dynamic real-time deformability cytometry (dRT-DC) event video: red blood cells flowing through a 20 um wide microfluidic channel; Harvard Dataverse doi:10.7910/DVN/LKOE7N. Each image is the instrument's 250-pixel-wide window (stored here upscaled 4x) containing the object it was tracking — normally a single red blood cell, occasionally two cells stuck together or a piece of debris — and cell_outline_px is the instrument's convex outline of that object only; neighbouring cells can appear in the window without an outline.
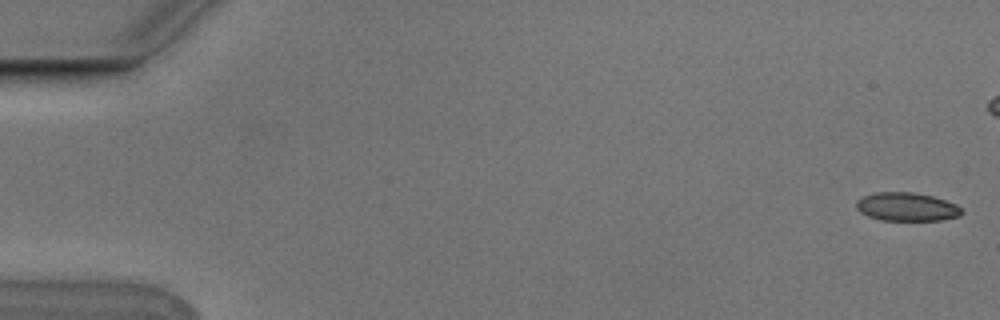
{"species": "Egyptian fruit bat (a non-hibernating species)", "species_latin": "Rousettus aegyptiacus", "temperature_condition": "cold", "stored_images_in_passage": 6, "camera_frame_rate_fps": 3000, "um_per_image_px": 0.085, "animal": {"sex": "male"}, "frame": {"image": 1, "passage_image": 1, "time_ms": 0.0, "image_size_px": [1000, 320], "cell_outline_px": [[964, 212], [960, 216], [940, 220], [880, 220], [868, 216], [860, 212], [856, 208], [856, 200], [864, 196], [876, 192], [912, 192], [932, 196], [956, 204]], "centroid_in_image_um": [77.06, 17.58], "position_along_channel_um": 7.9, "area_um2": 17.46}}